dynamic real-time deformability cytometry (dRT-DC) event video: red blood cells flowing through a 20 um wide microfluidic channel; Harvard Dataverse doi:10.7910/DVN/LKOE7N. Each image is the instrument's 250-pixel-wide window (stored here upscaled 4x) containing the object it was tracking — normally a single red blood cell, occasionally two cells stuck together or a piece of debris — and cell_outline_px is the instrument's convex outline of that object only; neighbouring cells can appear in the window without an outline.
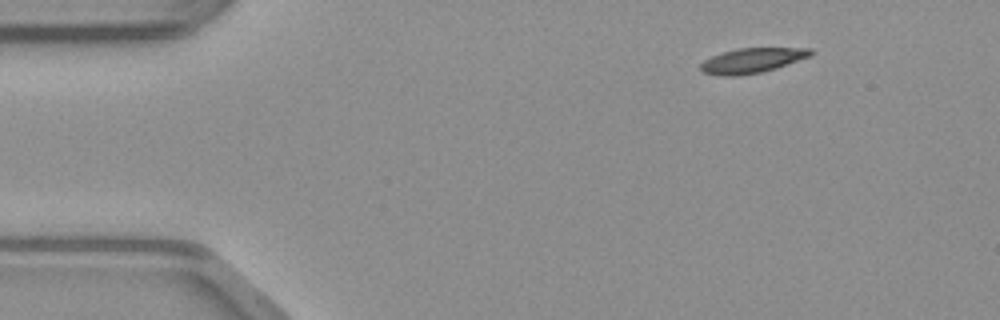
{"species": "common noctule bat (a hibernating species)", "species_latin": "Nyctalus noctula", "temperature_condition": "warm", "stored_images_in_passage": 44, "camera_frame_rate_fps": 3000, "um_per_image_px": 0.085, "animal": {"sex": "male", "body_mass_g": 23.1, "forearm_length_mm": 52.7}, "frame": {"image": 1, "passage_image": 1, "time_ms": 0.0, "image_size_px": [1000, 320], "cell_outline_px": [[816, 52], [812, 56], [776, 68], [760, 72], [732, 76], [724, 76], [704, 72], [700, 68], [700, 64], [704, 60], [712, 56], [736, 48], [812, 48]], "centroid_in_image_um": [63.99, 5.12], "position_along_channel_um": 21.0, "area_um2": 15.9}}
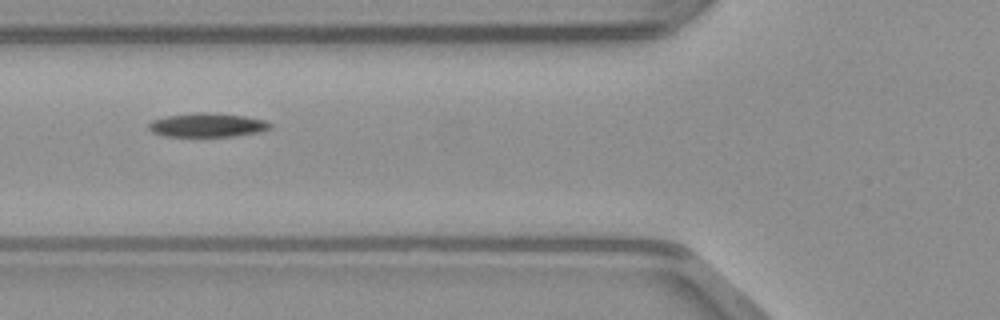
{"frame": {"image": 2, "passage_image": 13, "time_ms": 4.0, "image_size_px": [1000, 320], "cell_outline_px": [[272, 128], [260, 132], [232, 136], [164, 136], [152, 132], [148, 128], [148, 124], [152, 120], [168, 116], [192, 112], [204, 112], [244, 116], [264, 120], [272, 124]], "centroid_in_image_um": [17.62, 10.63], "position_along_channel_um": 108.2, "area_um2": 16.88}}
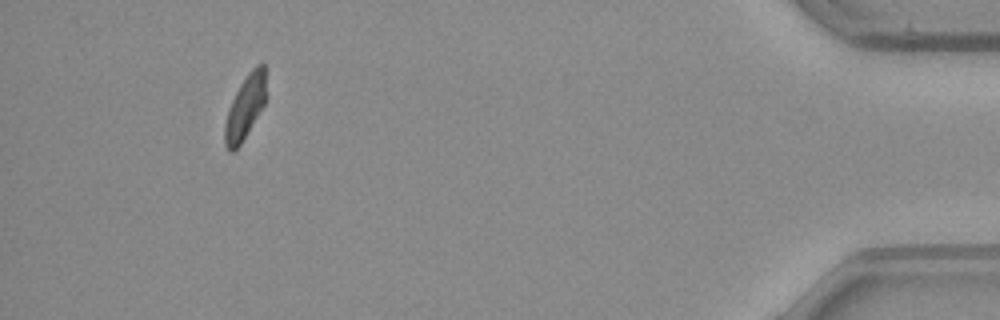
{"frame": {"image": 3, "passage_image": 40, "time_ms": 13.0, "image_size_px": [1000, 320], "cell_outline_px": [[264, 104], [240, 144], [232, 152], [228, 152], [224, 144], [224, 124], [232, 100], [240, 84], [248, 72], [256, 64], [264, 64]], "centroid_in_image_um": [20.79, 9.14], "position_along_channel_um": 414.4, "area_um2": 14.8}}